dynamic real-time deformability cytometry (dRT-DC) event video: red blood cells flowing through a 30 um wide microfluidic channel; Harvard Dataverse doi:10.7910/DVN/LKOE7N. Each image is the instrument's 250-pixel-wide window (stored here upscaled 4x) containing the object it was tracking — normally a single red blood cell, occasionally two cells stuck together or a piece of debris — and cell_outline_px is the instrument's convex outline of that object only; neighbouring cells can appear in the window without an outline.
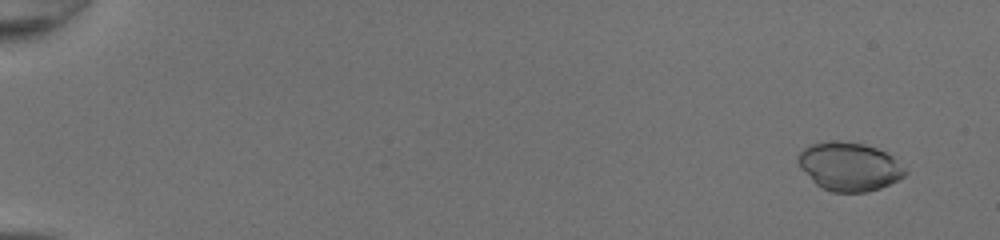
{"species": "common noctule bat (a hibernating species)", "species_latin": "Nyctalus noctula", "temperature_condition": "room temperature", "stored_images_in_passage": 51, "camera_frame_rate_fps": 3000, "um_per_image_px": 0.085, "animal": {"sex": "female", "body_mass_g": 20.0, "forearm_length_mm": 54.0}, "frame": {"image": 1, "passage_image": 4, "time_ms": 1.0, "image_size_px": [1000, 240], "cell_outline_px": [[908, 172], [904, 176], [880, 188], [864, 192], [832, 192], [816, 184], [800, 168], [796, 160], [796, 156], [804, 148], [812, 144], [828, 140], [836, 140], [864, 144], [876, 148], [892, 156]], "centroid_in_image_um": [72.15, 14.14], "position_along_channel_um": 12.9, "area_um2": 30.11}}
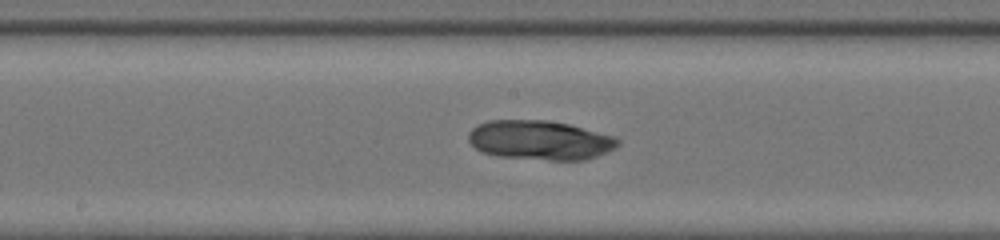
{"frame": {"image": 2, "passage_image": 30, "time_ms": 9.667, "image_size_px": [1000, 240], "cell_outline_px": [[620, 144], [616, 148], [596, 156], [584, 160], [548, 160], [496, 156], [480, 152], [468, 140], [468, 132], [476, 124], [488, 120], [548, 120], [568, 124], [616, 136], [620, 140]], "centroid_in_image_um": [45.88, 11.91], "position_along_channel_um": 202.3, "area_um2": 34.62}}
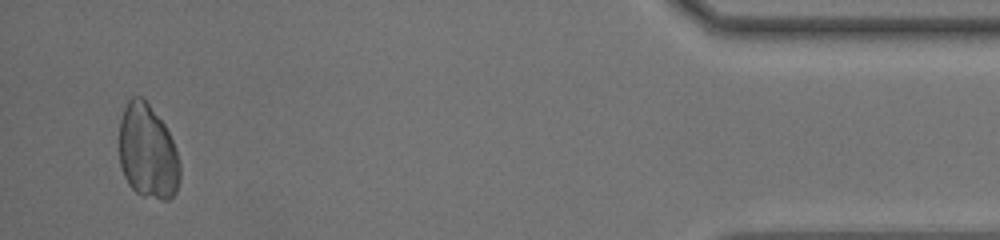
{"frame": {"image": 3, "passage_image": 50, "time_ms": 16.333, "image_size_px": [1000, 240], "cell_outline_px": [[180, 180], [176, 192], [168, 200], [160, 200], [144, 196], [136, 192], [128, 184], [124, 176], [120, 164], [120, 120], [124, 108], [128, 100], [132, 96], [140, 96], [148, 104], [164, 124], [172, 140], [180, 164]], "centroid_in_image_um": [12.55, 12.93], "position_along_channel_um": 422.6, "area_um2": 33.29}}